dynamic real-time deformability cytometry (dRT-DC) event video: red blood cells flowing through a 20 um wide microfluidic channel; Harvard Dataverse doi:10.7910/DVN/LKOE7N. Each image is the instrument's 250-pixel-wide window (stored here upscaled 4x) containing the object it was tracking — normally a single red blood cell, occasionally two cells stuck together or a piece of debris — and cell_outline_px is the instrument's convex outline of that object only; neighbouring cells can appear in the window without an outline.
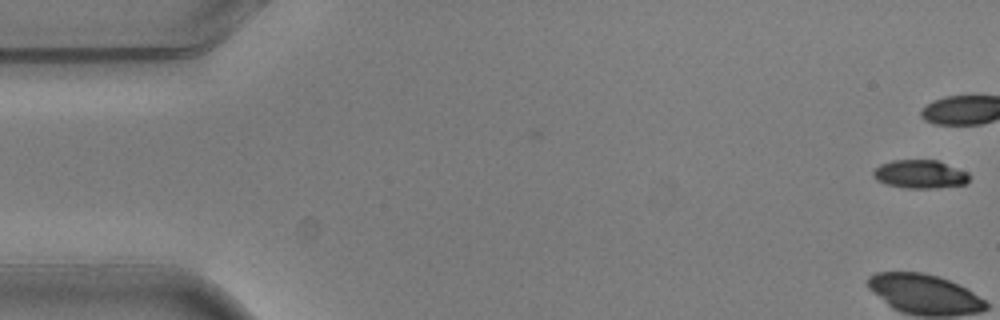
{"species": "common noctule bat (a hibernating species)", "species_latin": "Nyctalus noctula", "temperature_condition": "warm", "stored_images_in_passage": 6, "camera_frame_rate_fps": 3000, "um_per_image_px": 0.085, "animal": {"sex": "male", "body_mass_g": 20.5, "forearm_length_mm": 52.5}, "frame": {"image": 1, "passage_image": 1, "time_ms": 0.0, "image_size_px": [1000, 320], "cell_outline_px": [[968, 180], [964, 184], [936, 188], [904, 188], [888, 184], [876, 180], [872, 176], [872, 172], [880, 164], [892, 160], [936, 160], [968, 172]], "centroid_in_image_um": [78.16, 14.8], "position_along_channel_um": 6.8, "area_um2": 15.78}}